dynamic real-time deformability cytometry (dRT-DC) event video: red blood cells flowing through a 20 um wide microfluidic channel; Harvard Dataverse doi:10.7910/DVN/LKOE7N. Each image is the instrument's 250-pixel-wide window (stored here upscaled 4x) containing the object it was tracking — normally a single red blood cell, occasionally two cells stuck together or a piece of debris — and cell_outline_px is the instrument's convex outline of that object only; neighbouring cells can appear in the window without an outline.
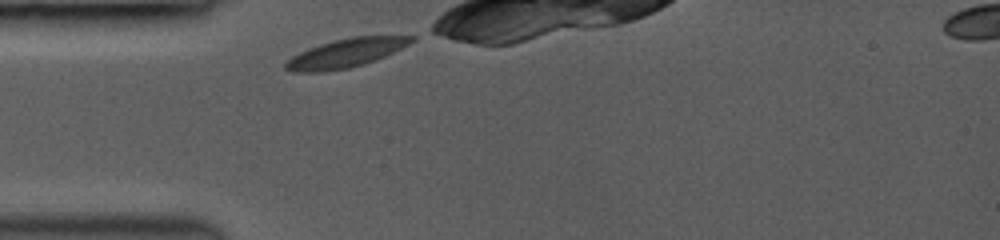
{"species": "common noctule bat (a hibernating species)", "species_latin": "Nyctalus noctula", "temperature_condition": "room temperature", "stored_images_in_passage": 2, "camera_frame_rate_fps": 3000, "um_per_image_px": 0.085, "animal": {"sex": "female", "body_mass_g": 19.0, "forearm_length_mm": 53.3}, "frame": {"image": 1, "passage_image": 1, "time_ms": 0.0, "image_size_px": [1000, 240], "cell_outline_px": [[416, 40], [384, 56], [364, 64], [348, 68], [324, 72], [292, 72], [284, 68], [284, 64], [292, 56], [308, 48], [320, 44], [352, 36], [416, 36]], "centroid_in_image_um": [29.36, 4.52], "position_along_channel_um": 55.6, "area_um2": 20.87}}